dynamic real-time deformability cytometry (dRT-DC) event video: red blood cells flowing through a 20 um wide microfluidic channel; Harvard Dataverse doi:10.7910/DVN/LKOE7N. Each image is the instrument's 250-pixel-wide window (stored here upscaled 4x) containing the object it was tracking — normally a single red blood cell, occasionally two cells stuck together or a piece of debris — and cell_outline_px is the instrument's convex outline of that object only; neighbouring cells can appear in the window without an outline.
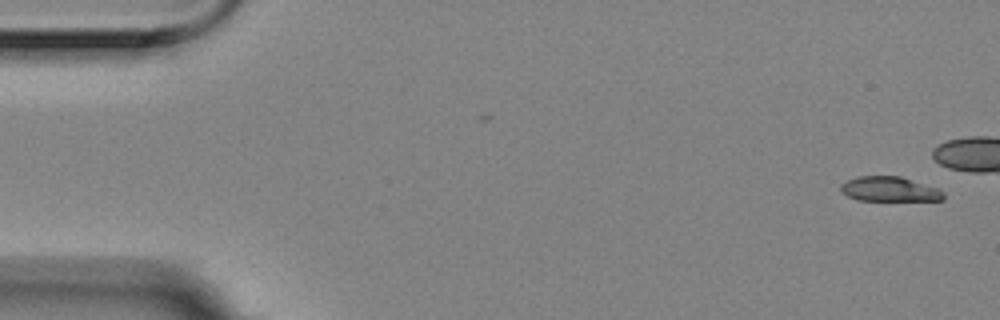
{"species": "Egyptian fruit bat (a non-hibernating species)", "species_latin": "Rousettus aegyptiacus", "temperature_condition": "room temperature", "stored_images_in_passage": 6, "camera_frame_rate_fps": 3000, "um_per_image_px": 0.085, "animal": {"sex": "female"}, "frame": {"image": 1, "passage_image": 1, "time_ms": 0.0, "image_size_px": [1000, 320], "cell_outline_px": [[944, 200], [856, 200], [848, 196], [840, 188], [840, 184], [856, 176], [900, 176], [940, 188], [944, 192]], "centroid_in_image_um": [75.64, 16.07], "position_along_channel_um": 9.4, "area_um2": 14.85}}